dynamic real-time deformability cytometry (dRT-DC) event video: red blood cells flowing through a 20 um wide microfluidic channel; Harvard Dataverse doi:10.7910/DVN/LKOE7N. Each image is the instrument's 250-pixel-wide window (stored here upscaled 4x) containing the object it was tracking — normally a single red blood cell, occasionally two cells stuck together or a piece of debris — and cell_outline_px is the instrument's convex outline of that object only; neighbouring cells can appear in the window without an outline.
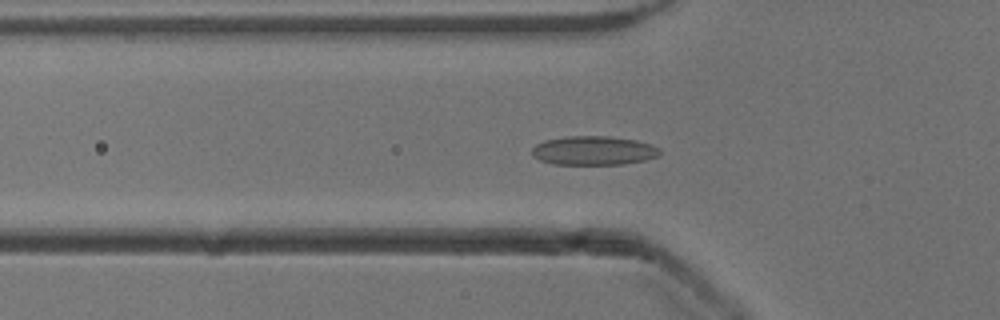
{"species": "common noctule bat (a hibernating species)", "species_latin": "Nyctalus noctula", "temperature_condition": "cold", "stored_images_in_passage": 54, "camera_frame_rate_fps": 3000, "um_per_image_px": 0.085, "animal": {"sex": "male", "body_mass_g": 13.3}, "frame": {"image": 1, "passage_image": 18, "time_ms": 5.667, "image_size_px": [1000, 320], "cell_outline_px": [[660, 152], [656, 156], [644, 160], [624, 164], [552, 164], [540, 160], [532, 156], [532, 148], [536, 144], [544, 140], [564, 136], [608, 136], [636, 140], [660, 148]], "centroid_in_image_um": [50.4, 12.79], "position_along_channel_um": 75.4, "area_um2": 21.56}}
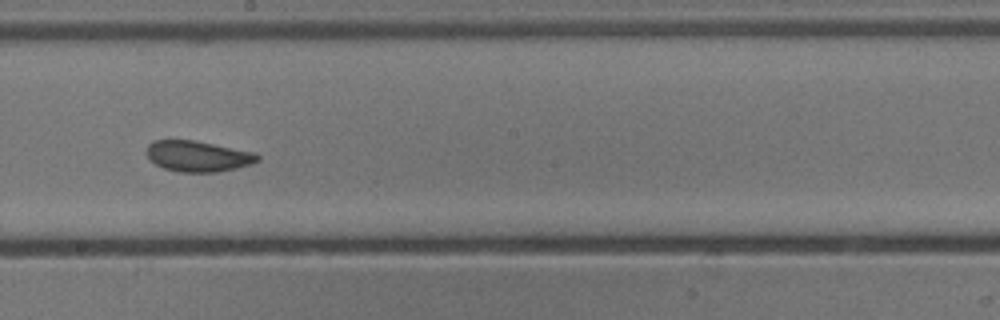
{"frame": {"image": 2, "passage_image": 30, "time_ms": 9.667, "image_size_px": [1000, 320], "cell_outline_px": [[260, 160], [252, 164], [236, 168], [216, 172], [180, 172], [164, 168], [148, 160], [144, 152], [148, 144], [156, 140], [196, 140], [256, 152], [260, 156]], "centroid_in_image_um": [16.82, 13.27], "position_along_channel_um": 231.4, "area_um2": 20.29}}
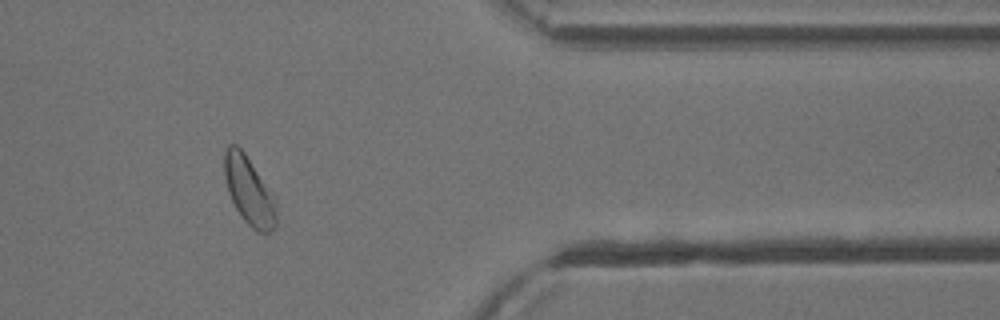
{"frame": {"image": 3, "passage_image": 44, "time_ms": 14.333, "image_size_px": [1000, 320], "cell_outline_px": [[276, 228], [268, 232], [256, 232], [244, 220], [236, 208], [228, 192], [224, 176], [224, 152], [228, 144], [236, 144], [244, 152], [276, 196]], "centroid_in_image_um": [21.19, 16.21], "position_along_channel_um": 390.2, "area_um2": 20.87}, "authors_computed_cell_mechanics": {"area_um2": 21.2704, "velocity_mm_per_s": 3.8814, "shape_relaxation_time_tau1_ms": 4.9137, "shape_relaxation_time_tau2_ms": 1.7709, "deformation_change_tau1": 0.0908, "deformation_change_tau2": 0.0705}}